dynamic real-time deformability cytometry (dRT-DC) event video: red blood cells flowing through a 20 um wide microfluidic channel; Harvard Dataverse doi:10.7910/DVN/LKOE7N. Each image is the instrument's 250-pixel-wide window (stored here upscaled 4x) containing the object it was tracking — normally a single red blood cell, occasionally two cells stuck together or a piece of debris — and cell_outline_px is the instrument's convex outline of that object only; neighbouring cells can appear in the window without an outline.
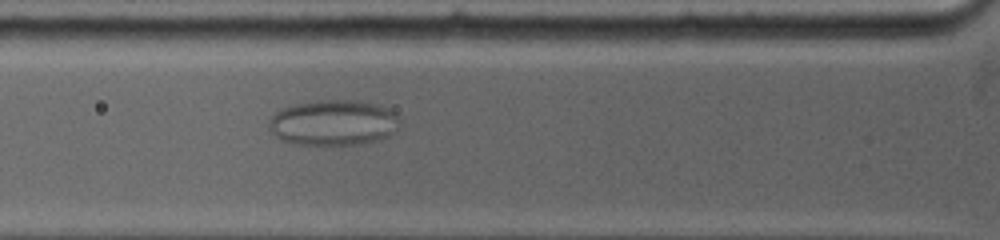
{"species": "common noctule bat (a hibernating species)", "species_latin": "Nyctalus noctula", "temperature_condition": "warm", "stored_images_in_passage": 10, "camera_frame_rate_fps": 5000, "um_per_image_px": 0.085, "animal": {"sex": "female", "body_mass_g": 19.0, "forearm_length_mm": 53.3}, "frame": {"image": 1, "passage_image": 7, "time_ms": 3.8, "image_size_px": [1000, 240], "cell_outline_px": [[400, 120], [384, 136], [376, 140], [356, 144], [292, 144], [280, 140], [272, 132], [272, 116], [276, 112], [284, 108], [296, 104], [320, 100], [356, 100], [376, 104], [392, 112]], "centroid_in_image_um": [28.28, 10.42], "position_along_channel_um": 97.5, "area_um2": 33.58}}